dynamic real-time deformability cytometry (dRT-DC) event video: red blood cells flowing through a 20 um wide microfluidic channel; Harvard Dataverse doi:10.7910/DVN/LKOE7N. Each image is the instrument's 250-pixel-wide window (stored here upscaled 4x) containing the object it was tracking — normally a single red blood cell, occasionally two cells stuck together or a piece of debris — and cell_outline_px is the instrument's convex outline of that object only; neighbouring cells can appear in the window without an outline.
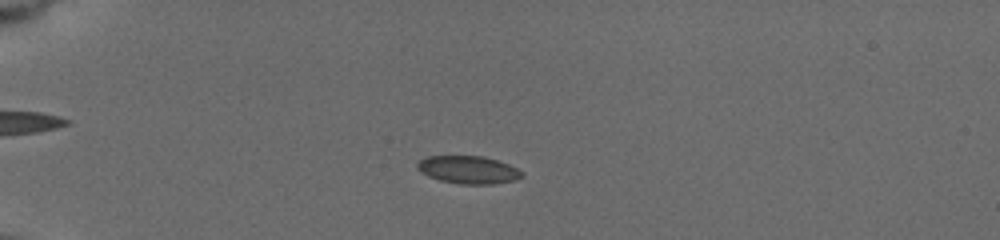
{"species": "common noctule bat (a hibernating species)", "species_latin": "Nyctalus noctula", "temperature_condition": "cold", "stored_images_in_passage": 71, "camera_frame_rate_fps": 3000, "um_per_image_px": 0.085, "animal": {"sex": "female", "body_mass_g": 19.5, "forearm_length_mm": 54.1}, "frame": {"image": 1, "passage_image": 12, "time_ms": 5.0, "image_size_px": [1000, 240], "cell_outline_px": [[524, 176], [516, 180], [492, 184], [460, 184], [440, 180], [428, 176], [420, 172], [416, 168], [416, 164], [420, 160], [428, 156], [484, 156], [508, 164], [524, 172]], "centroid_in_image_um": [39.81, 14.43], "position_along_channel_um": 45.2, "area_um2": 16.99}}
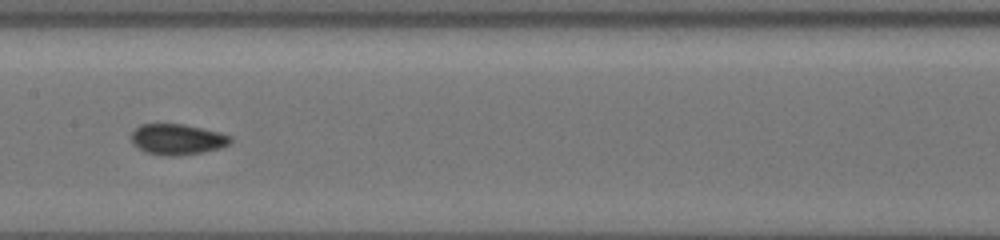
{"frame": {"image": 2, "passage_image": 38, "time_ms": 10.0, "image_size_px": [1000, 240], "cell_outline_px": [[232, 140], [228, 144], [220, 148], [204, 152], [176, 156], [168, 156], [144, 152], [132, 144], [132, 132], [140, 124], [184, 124], [220, 132], [232, 136]], "centroid_in_image_um": [15.07, 11.84], "position_along_channel_um": 192.3, "area_um2": 17.86}}
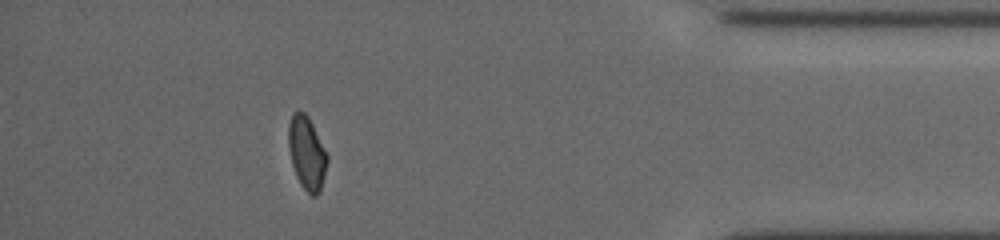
{"frame": {"image": 3, "passage_image": 60, "time_ms": 16.667, "image_size_px": [1000, 240], "cell_outline_px": [[328, 160], [320, 192], [316, 196], [312, 196], [300, 184], [296, 176], [292, 164], [288, 148], [288, 124], [292, 112], [304, 112], [308, 116], [328, 156]], "centroid_in_image_um": [26.06, 13.01], "position_along_channel_um": 409.1, "area_um2": 16.47}, "authors_computed_cell_mechanics": {"area_um2": 16.9932, "velocity_mm_per_s": 3.7839, "shape_relaxation_time_tau1_ms": 4.8775, "shape_relaxation_time_tau2_ms": 2.5477, "deformation_change_tau1": 0.0906, "deformation_change_tau2": 0.0525}}